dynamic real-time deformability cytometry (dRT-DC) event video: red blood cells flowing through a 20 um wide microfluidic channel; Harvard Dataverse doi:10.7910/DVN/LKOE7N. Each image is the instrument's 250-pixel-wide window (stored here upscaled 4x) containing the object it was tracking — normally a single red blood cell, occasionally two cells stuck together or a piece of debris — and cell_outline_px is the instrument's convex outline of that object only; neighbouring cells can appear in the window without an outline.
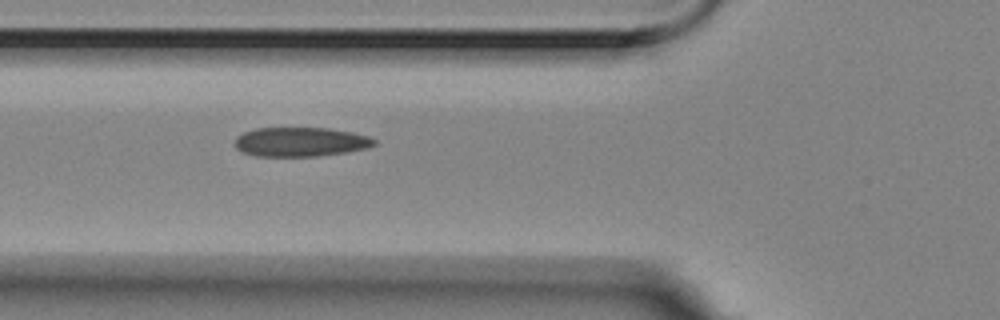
{"species": "Egyptian fruit bat (a non-hibernating species)", "species_latin": "Rousettus aegyptiacus", "temperature_condition": "room temperature", "stored_images_in_passage": 3, "camera_frame_rate_fps": 3000, "um_per_image_px": 0.085, "animal": {"sex": "female"}, "frame": {"image": 1, "passage_image": 3, "time_ms": 0.667, "image_size_px": [1000, 320], "cell_outline_px": [[376, 144], [368, 148], [344, 152], [316, 156], [256, 156], [240, 152], [236, 148], [236, 136], [244, 132], [256, 128], [328, 128], [352, 132], [368, 136], [376, 140]], "centroid_in_image_um": [25.53, 12.06], "position_along_channel_um": 100.3, "area_um2": 23.76}}